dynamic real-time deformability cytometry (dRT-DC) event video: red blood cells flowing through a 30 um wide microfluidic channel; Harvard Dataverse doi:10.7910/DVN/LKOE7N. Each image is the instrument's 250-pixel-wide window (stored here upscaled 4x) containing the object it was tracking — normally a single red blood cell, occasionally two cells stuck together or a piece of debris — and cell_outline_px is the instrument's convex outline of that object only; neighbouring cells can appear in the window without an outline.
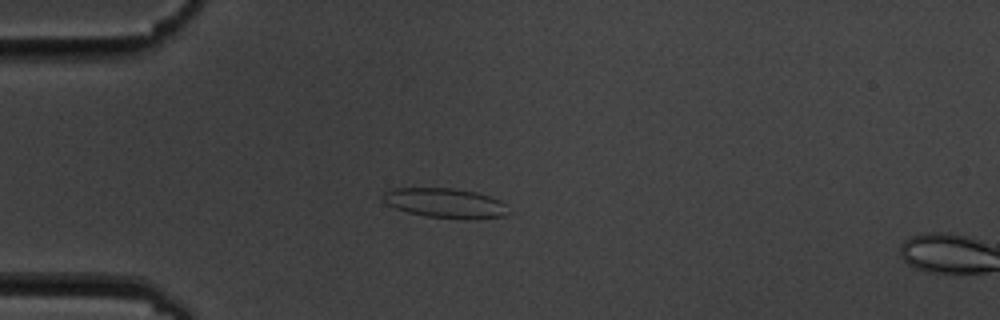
{"species": "common noctule bat (a hibernating species)", "species_latin": "Nyctalus noctula", "temperature_condition": "cold", "stored_images_in_passage": 4, "camera_frame_rate_fps": 3000, "um_per_image_px": 0.085, "animal": {"sex": "male", "body_mass_g": 19.5, "forearm_length_mm": 54.6}, "frame": {"image": 1, "passage_image": 3, "time_ms": 3.0, "image_size_px": [1000, 320], "cell_outline_px": [[512, 212], [504, 216], [476, 220], [468, 220], [424, 216], [408, 212], [396, 208], [388, 204], [384, 200], [384, 192], [392, 188], [452, 188], [476, 192], [500, 200], [508, 204]], "centroid_in_image_um": [37.95, 17.28], "position_along_channel_um": 47.0, "area_um2": 22.08}}